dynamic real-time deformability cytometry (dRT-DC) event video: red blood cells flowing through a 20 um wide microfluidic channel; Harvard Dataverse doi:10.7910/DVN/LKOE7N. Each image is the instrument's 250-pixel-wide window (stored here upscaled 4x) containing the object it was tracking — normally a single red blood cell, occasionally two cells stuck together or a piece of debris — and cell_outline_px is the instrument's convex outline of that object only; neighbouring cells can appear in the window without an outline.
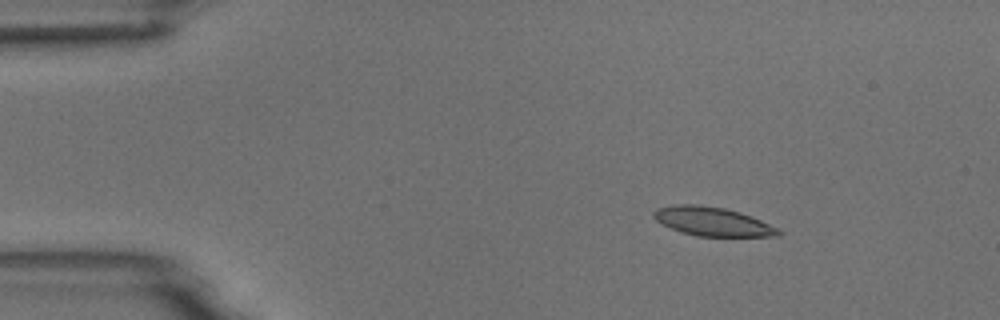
{"species": "common noctule bat (a hibernating species)", "species_latin": "Nyctalus noctula", "temperature_condition": "room temperature", "stored_images_in_passage": 14, "camera_frame_rate_fps": 3000, "um_per_image_px": 0.085, "animal": {"sex": "male", "body_mass_g": 18.8}, "frame": {"image": 1, "passage_image": 3, "time_ms": 2.333, "image_size_px": [1000, 320], "cell_outline_px": [[784, 232], [780, 236], [696, 236], [680, 232], [656, 220], [652, 216], [652, 212], [656, 208], [676, 204], [696, 204], [724, 208], [740, 212], [752, 216]], "centroid_in_image_um": [60.54, 18.82], "position_along_channel_um": 24.5, "area_um2": 20.92}}
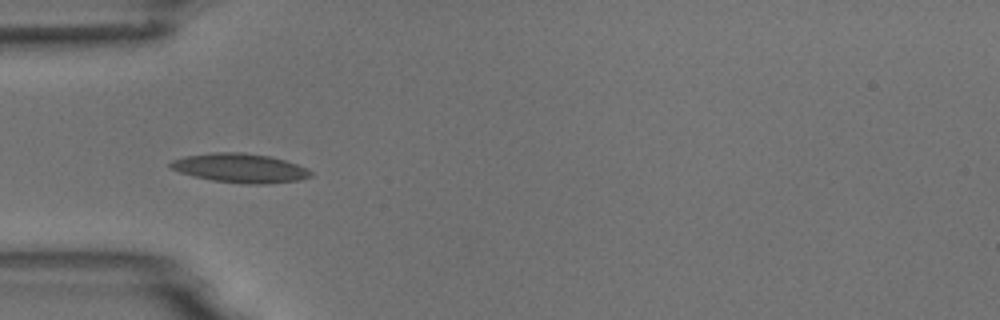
{"frame": {"image": 2, "passage_image": 5, "time_ms": 5.333, "image_size_px": [1000, 320], "cell_outline_px": [[312, 176], [300, 180], [268, 184], [244, 184], [212, 180], [180, 172], [168, 168], [168, 164], [172, 160], [184, 156], [212, 152], [244, 152], [268, 156], [284, 160], [308, 168], [312, 172]], "centroid_in_image_um": [20.4, 14.28], "position_along_channel_um": 64.6, "area_um2": 23.93}, "authors_computed_cell_mechanics": {"area_um2": 20.6924, "velocity_mm_per_s": 3.7257, "shape_relaxation_time_tau1_ms": 9.9558, "shape_relaxation_time_tau2_ms": 2.2442, "deformation_change_tau1": 0.23, "deformation_change_tau2": 0.0793}}